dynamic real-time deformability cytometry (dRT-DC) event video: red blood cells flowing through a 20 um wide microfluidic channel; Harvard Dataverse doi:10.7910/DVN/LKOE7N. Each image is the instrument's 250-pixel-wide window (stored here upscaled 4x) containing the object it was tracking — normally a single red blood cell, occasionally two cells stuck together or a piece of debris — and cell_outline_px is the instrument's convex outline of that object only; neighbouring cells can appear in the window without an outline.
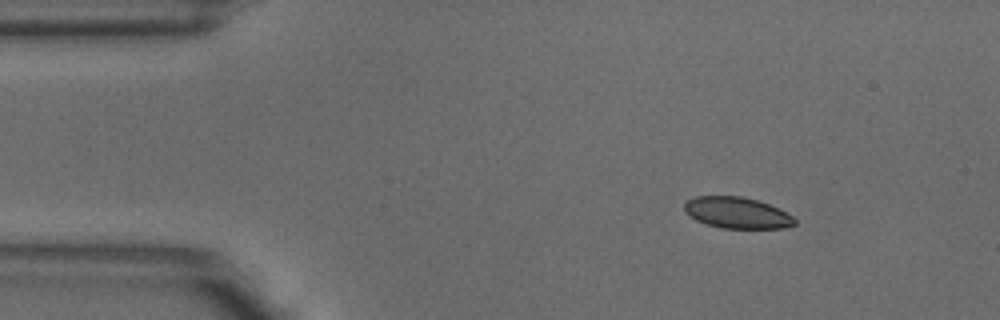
{"species": "common noctule bat (a hibernating species)", "species_latin": "Nyctalus noctula", "temperature_condition": "warm", "stored_images_in_passage": 3, "camera_frame_rate_fps": 3000, "um_per_image_px": 0.085, "animal": {"sex": "male", "body_mass_g": 18.8}, "frame": {"image": 1, "passage_image": 1, "time_ms": 0.0, "image_size_px": [1000, 320], "cell_outline_px": [[796, 224], [784, 228], [720, 228], [696, 220], [688, 216], [684, 212], [684, 204], [688, 200], [696, 196], [740, 196], [756, 200], [768, 204], [792, 216], [796, 220]], "centroid_in_image_um": [62.61, 18.09], "position_along_channel_um": 22.4, "area_um2": 19.94}}